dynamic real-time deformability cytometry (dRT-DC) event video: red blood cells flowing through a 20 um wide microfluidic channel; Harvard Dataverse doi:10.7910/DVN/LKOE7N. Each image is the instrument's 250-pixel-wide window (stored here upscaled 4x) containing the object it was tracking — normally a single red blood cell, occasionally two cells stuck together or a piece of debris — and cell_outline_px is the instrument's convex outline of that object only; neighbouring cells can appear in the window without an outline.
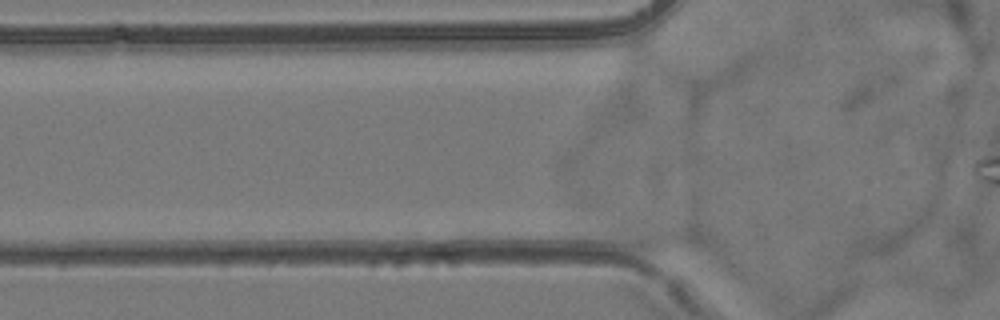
{"species": "common noctule bat (a hibernating species)", "species_latin": "Nyctalus noctula", "temperature_condition": "room temperature", "stored_images_in_passage": 2, "camera_frame_rate_fps": 3000, "um_per_image_px": 0.085, "animal": {"sex": "female", "body_mass_g": 24.6, "forearm_length_mm": 56.2}, "frame": {"image": 1, "passage_image": 2, "time_ms": 0.333, "image_size_px": [1000, 320], "cell_outline_px": [[704, 244], [700, 248], [652, 252], [636, 248], [612, 228], [612, 224], [624, 224], [692, 228], [700, 236]], "centroid_in_image_um": [56.05, 20.18], "position_along_channel_um": 69.8, "area_um2": 13.18}}